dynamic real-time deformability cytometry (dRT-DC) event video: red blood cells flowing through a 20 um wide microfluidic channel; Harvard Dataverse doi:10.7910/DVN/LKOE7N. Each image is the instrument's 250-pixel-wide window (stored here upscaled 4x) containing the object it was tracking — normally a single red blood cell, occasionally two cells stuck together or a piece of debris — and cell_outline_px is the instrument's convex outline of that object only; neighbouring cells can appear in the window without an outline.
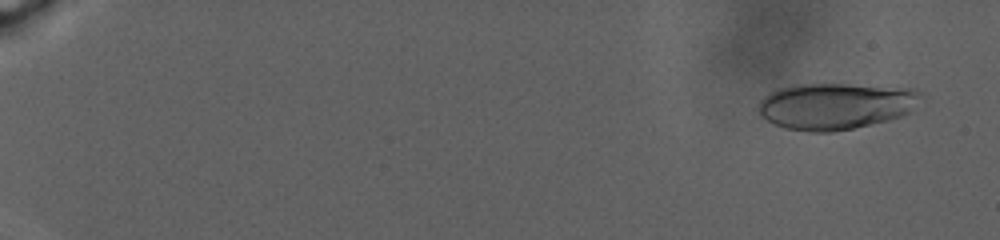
{"species": "human", "species_latin": "Homo sapiens", "temperature_condition": "warm", "stored_images_in_passage": 118, "camera_frame_rate_fps": 3000, "um_per_image_px": 0.085, "donor": {"sex": "male"}, "frame": {"image": 1, "passage_image": 8, "time_ms": 1.667, "image_size_px": [1000, 240], "cell_outline_px": [[924, 96], [908, 112], [900, 116], [888, 120], [852, 128], [832, 132], [808, 132], [784, 128], [760, 116], [756, 108], [760, 100], [764, 96], [780, 88], [796, 84], [848, 84], [916, 88]], "centroid_in_image_um": [71.02, 9.0], "position_along_channel_um": 14.0, "area_um2": 44.16}}
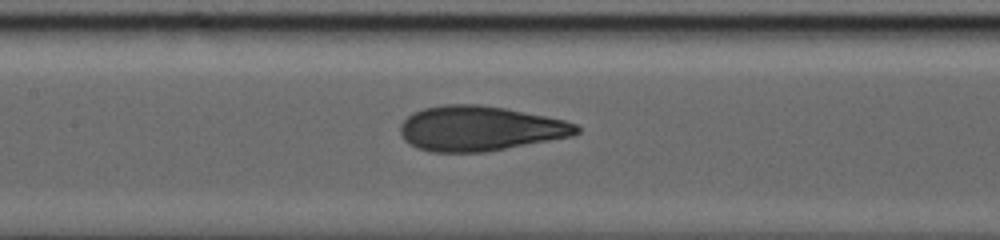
{"frame": {"image": 2, "passage_image": 72, "time_ms": 16.333, "image_size_px": [1000, 240], "cell_outline_px": [[580, 132], [572, 136], [484, 152], [428, 152], [416, 148], [408, 144], [404, 140], [400, 132], [400, 124], [412, 112], [424, 108], [444, 104], [480, 104], [504, 108], [564, 120], [576, 124], [580, 128]], "centroid_in_image_um": [40.74, 10.92], "position_along_channel_um": 166.7, "area_um2": 46.12}}
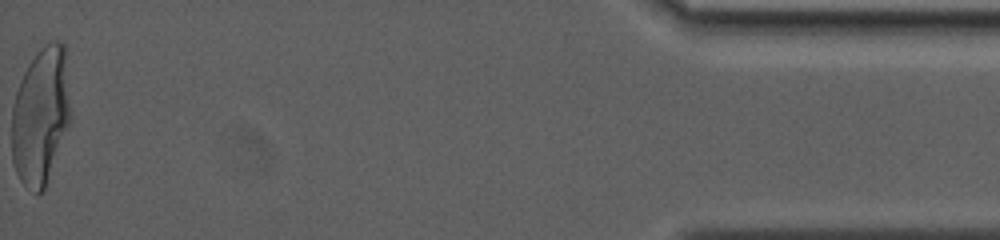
{"frame": {"image": 3, "passage_image": 118, "time_ms": 30.333, "image_size_px": [1000, 240], "cell_outline_px": [[72, 124], [44, 192], [36, 196], [20, 180], [12, 164], [12, 108], [16, 92], [20, 80], [28, 64], [36, 52], [40, 48], [52, 40], [60, 40], [64, 44], [72, 112]], "centroid_in_image_um": [3.5, 9.91], "position_along_channel_um": 431.7, "area_um2": 48.67}, "authors_computed_cell_mechanics": {"area_um2": 44.7372, "velocity_mm_per_s": 2.4353, "shape_relaxation_time_tau1_ms": 10.3344, "shape_relaxation_time_tau2_ms": null, "deformation_change_tau1": 0.2934, "deformation_change_tau2": null}}